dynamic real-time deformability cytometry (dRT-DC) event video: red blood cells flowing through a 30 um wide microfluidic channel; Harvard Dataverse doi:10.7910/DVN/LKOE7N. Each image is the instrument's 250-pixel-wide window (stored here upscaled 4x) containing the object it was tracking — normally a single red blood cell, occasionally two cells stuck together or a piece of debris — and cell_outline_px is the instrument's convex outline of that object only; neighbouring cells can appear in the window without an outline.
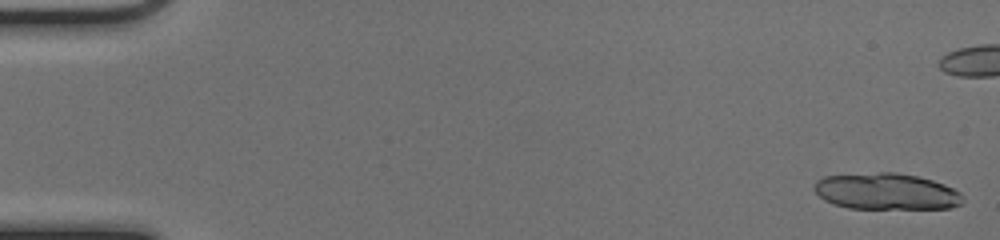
{"species": "common noctule bat (a hibernating species)", "species_latin": "Nyctalus noctula", "temperature_condition": "cold", "stored_images_in_passage": 42, "camera_frame_rate_fps": 3000, "um_per_image_px": 0.085, "animal": {"sex": "female", "body_mass_g": 17.0, "forearm_length_mm": 48.0}, "frame": {"image": 1, "passage_image": 1, "time_ms": 0.0, "image_size_px": [1000, 240], "cell_outline_px": [[964, 200], [960, 204], [952, 208], [848, 208], [832, 204], [824, 200], [812, 188], [816, 180], [824, 176], [880, 172], [896, 172], [916, 176], [932, 180], [944, 184], [960, 192]], "centroid_in_image_um": [75.31, 16.27], "position_along_channel_um": 9.7, "area_um2": 31.56}, "authors_computed_cell_mechanics": {"area_um2": 20.808, "velocity_mm_per_s": 4.0823, "shape_relaxation_time_tau1_ms": 7.7574, "shape_relaxation_time_tau2_ms": 1.8258, "deformation_change_tau1": 0.1708, "deformation_change_tau2": 0.0548}}